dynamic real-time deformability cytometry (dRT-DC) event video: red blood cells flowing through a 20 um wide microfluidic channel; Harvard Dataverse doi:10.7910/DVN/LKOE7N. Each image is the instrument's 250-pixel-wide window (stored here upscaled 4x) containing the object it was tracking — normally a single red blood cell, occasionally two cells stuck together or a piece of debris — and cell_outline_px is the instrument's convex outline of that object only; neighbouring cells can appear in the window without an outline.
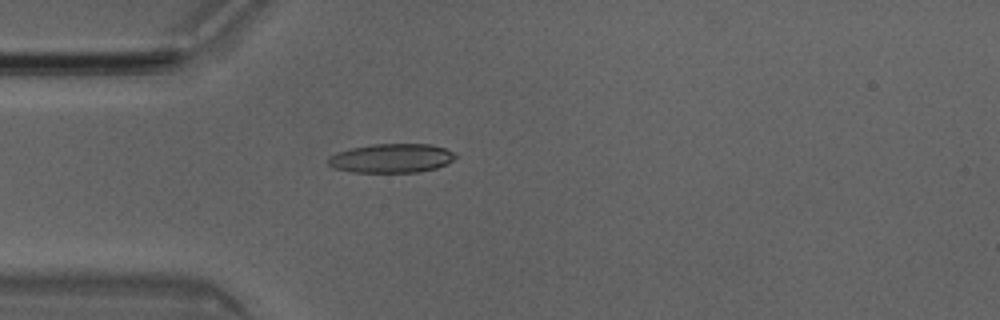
{"species": "Egyptian fruit bat (a non-hibernating species)", "species_latin": "Rousettus aegyptiacus", "temperature_condition": "room temperature", "stored_images_in_passage": 33, "camera_frame_rate_fps": 3000, "um_per_image_px": 0.085, "animal": {"sex": "male"}, "frame": {"image": 1, "passage_image": 3, "time_ms": 0.667, "image_size_px": [1000, 320], "cell_outline_px": [[456, 156], [452, 160], [436, 168], [420, 172], [352, 172], [332, 168], [328, 164], [328, 156], [336, 152], [352, 148], [372, 144], [432, 144], [456, 152]], "centroid_in_image_um": [33.25, 13.45], "position_along_channel_um": 51.7, "area_um2": 21.62}}
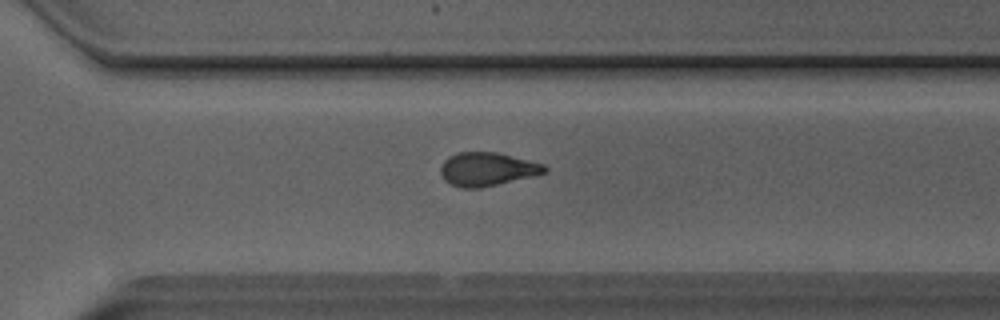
{"frame": {"image": 2, "passage_image": 24, "time_ms": 7.667, "image_size_px": [1000, 320], "cell_outline_px": [[548, 172], [532, 176], [480, 188], [460, 188], [448, 184], [444, 180], [440, 172], [440, 168], [444, 160], [448, 156], [456, 152], [496, 152], [544, 164], [548, 168]], "centroid_in_image_um": [41.37, 14.38], "position_along_channel_um": 329.2, "area_um2": 20.4}}
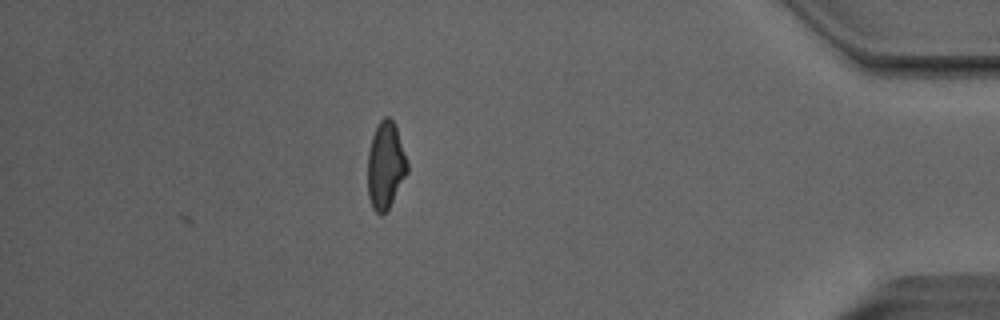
{"frame": {"image": 3, "passage_image": 33, "time_ms": 10.667, "image_size_px": [1000, 320], "cell_outline_px": [[408, 172], [388, 208], [384, 212], [376, 212], [372, 208], [368, 196], [368, 152], [372, 136], [380, 120], [384, 116], [388, 116], [396, 124], [408, 164]], "centroid_in_image_um": [32.77, 14.02], "position_along_channel_um": 402.4, "area_um2": 19.94}, "authors_computed_cell_mechanics": {"area_um2": 20.6346, "velocity_mm_per_s": 4.0738, "shape_relaxation_time_tau1_ms": 4.8983, "shape_relaxation_time_tau2_ms": 3.8787, "deformation_change_tau1": 0.1626, "deformation_change_tau2": 0.1026}}